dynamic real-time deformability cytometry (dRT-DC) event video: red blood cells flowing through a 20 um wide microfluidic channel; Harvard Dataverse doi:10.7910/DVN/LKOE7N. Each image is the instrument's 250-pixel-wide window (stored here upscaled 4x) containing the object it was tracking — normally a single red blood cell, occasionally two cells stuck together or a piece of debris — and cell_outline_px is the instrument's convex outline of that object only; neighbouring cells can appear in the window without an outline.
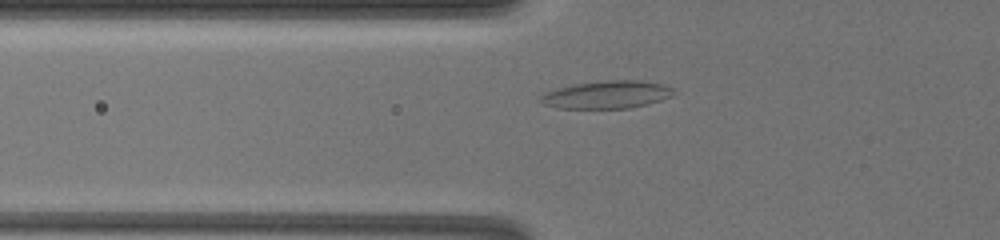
{"species": "common noctule bat (a hibernating species)", "species_latin": "Nyctalus noctula", "temperature_condition": "warm", "stored_images_in_passage": 44, "camera_frame_rate_fps": 3000, "um_per_image_px": 0.085, "animal": {"sex": "female", "body_mass_g": 19.5, "forearm_length_mm": 54.1}, "frame": {"image": 1, "passage_image": 4, "time_ms": 1.333, "image_size_px": [1000, 240], "cell_outline_px": [[672, 96], [648, 104], [628, 108], [560, 108], [544, 104], [540, 100], [540, 96], [544, 92], [556, 88], [572, 84], [604, 80], [640, 80], [664, 84], [672, 88]], "centroid_in_image_um": [51.56, 8.03], "position_along_channel_um": 74.2, "area_um2": 21.5}}
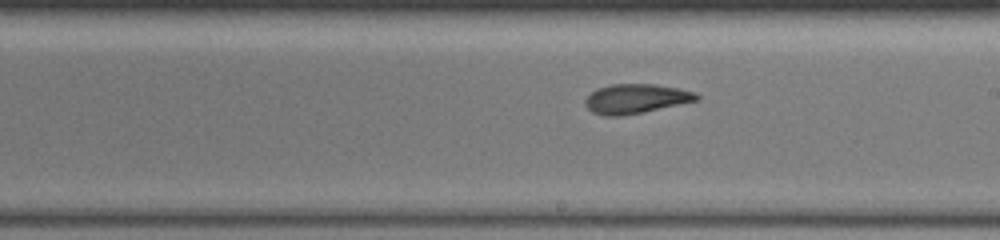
{"frame": {"image": 2, "passage_image": 27, "time_ms": 6.0, "image_size_px": [1000, 240], "cell_outline_px": [[700, 100], [644, 112], [620, 116], [604, 116], [592, 112], [584, 104], [584, 100], [596, 88], [612, 84], [656, 84], [680, 88], [696, 92], [700, 96]], "centroid_in_image_um": [54.08, 8.39], "position_along_channel_um": 234.9, "area_um2": 19.36}}
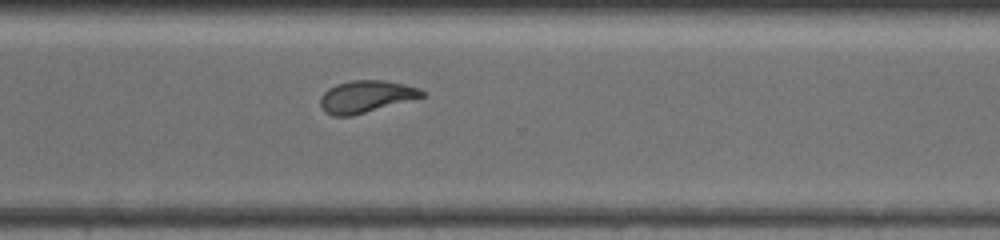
{"frame": {"image": 3, "passage_image": 43, "time_ms": 9.0, "image_size_px": [1000, 240], "cell_outline_px": [[424, 96], [352, 116], [332, 116], [320, 104], [320, 96], [328, 88], [336, 84], [352, 80], [384, 80], [404, 84], [420, 88], [424, 92]], "centroid_in_image_um": [31.09, 8.19], "position_along_channel_um": 339.5, "area_um2": 18.79}}